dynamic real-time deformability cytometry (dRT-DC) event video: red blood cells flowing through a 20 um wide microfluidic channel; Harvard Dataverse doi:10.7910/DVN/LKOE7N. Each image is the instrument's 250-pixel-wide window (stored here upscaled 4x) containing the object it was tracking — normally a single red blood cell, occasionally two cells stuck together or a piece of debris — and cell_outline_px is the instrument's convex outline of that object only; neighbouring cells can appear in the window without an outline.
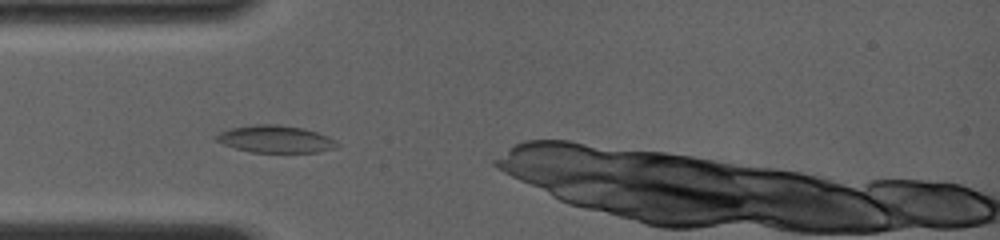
{"species": "common noctule bat (a hibernating species)", "species_latin": "Nyctalus noctula", "temperature_condition": "room temperature", "stored_images_in_passage": 3, "camera_frame_rate_fps": 4000, "um_per_image_px": 0.085, "animal": {"sex": "female", "body_mass_g": 19.0, "forearm_length_mm": 56.7}, "frame": {"image": 1, "passage_image": 2, "time_ms": 0.75, "image_size_px": [1000, 240], "cell_outline_px": [[340, 144], [336, 148], [320, 152], [252, 152], [236, 148], [224, 144], [216, 140], [216, 136], [220, 132], [228, 128], [256, 124], [276, 124], [304, 128], [328, 136], [336, 140]], "centroid_in_image_um": [23.45, 11.82], "position_along_channel_um": 61.5, "area_um2": 19.19}}